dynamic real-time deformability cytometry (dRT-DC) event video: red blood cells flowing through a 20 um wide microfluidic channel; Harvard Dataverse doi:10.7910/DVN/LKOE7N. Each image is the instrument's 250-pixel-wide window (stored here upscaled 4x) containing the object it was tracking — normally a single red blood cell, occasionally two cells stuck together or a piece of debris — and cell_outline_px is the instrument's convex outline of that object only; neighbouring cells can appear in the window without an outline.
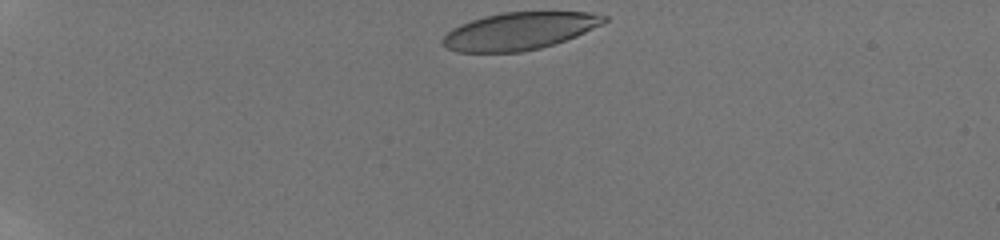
{"species": "human", "species_latin": "Homo sapiens", "temperature_condition": "room temperature", "stored_images_in_passage": 14, "camera_frame_rate_fps": 3000, "um_per_image_px": 0.085, "donor": {"sex": "male"}, "frame": {"image": 1, "passage_image": 1, "time_ms": 0.0, "image_size_px": [1000, 240], "cell_outline_px": [[608, 20], [576, 36], [540, 48], [520, 52], [456, 52], [440, 44], [440, 40], [452, 28], [460, 24], [484, 16], [504, 12], [588, 12], [608, 16]], "centroid_in_image_um": [44.09, 2.64], "position_along_channel_um": 40.9, "area_um2": 34.97}}
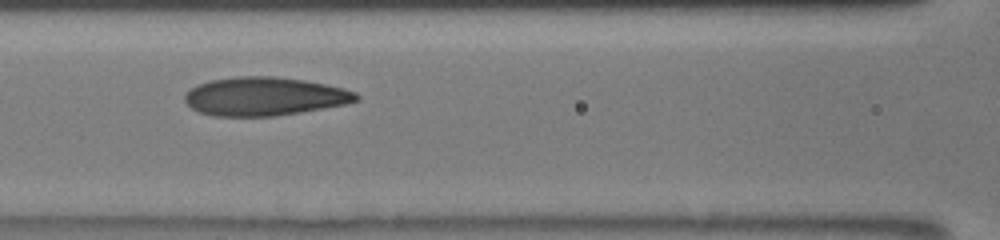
{"frame": {"image": 2, "passage_image": 9, "time_ms": 4.667, "image_size_px": [1000, 240], "cell_outline_px": [[360, 100], [344, 104], [324, 108], [276, 116], [212, 116], [200, 112], [192, 108], [184, 100], [184, 96], [196, 84], [212, 80], [236, 76], [276, 76], [304, 80], [344, 88], [356, 92], [360, 96]], "centroid_in_image_um": [22.49, 8.19], "position_along_channel_um": 144.1, "area_um2": 38.49}}
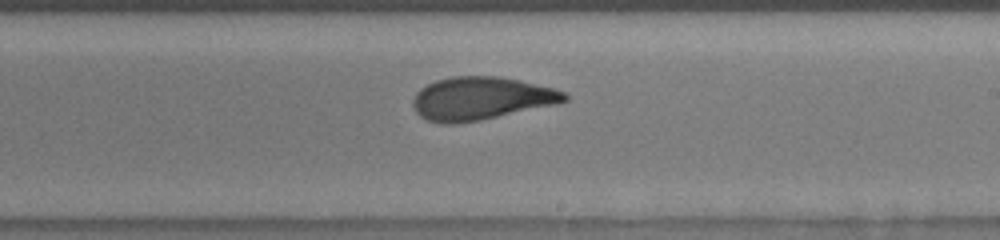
{"frame": {"image": 3, "passage_image": 13, "time_ms": 7.333, "image_size_px": [1000, 240], "cell_outline_px": [[568, 100], [556, 104], [480, 120], [456, 124], [444, 124], [428, 120], [420, 116], [416, 112], [412, 104], [412, 100], [416, 92], [420, 88], [436, 80], [452, 76], [500, 76], [520, 80], [568, 92]], "centroid_in_image_um": [40.87, 8.36], "position_along_channel_um": 248.1, "area_um2": 38.03}}